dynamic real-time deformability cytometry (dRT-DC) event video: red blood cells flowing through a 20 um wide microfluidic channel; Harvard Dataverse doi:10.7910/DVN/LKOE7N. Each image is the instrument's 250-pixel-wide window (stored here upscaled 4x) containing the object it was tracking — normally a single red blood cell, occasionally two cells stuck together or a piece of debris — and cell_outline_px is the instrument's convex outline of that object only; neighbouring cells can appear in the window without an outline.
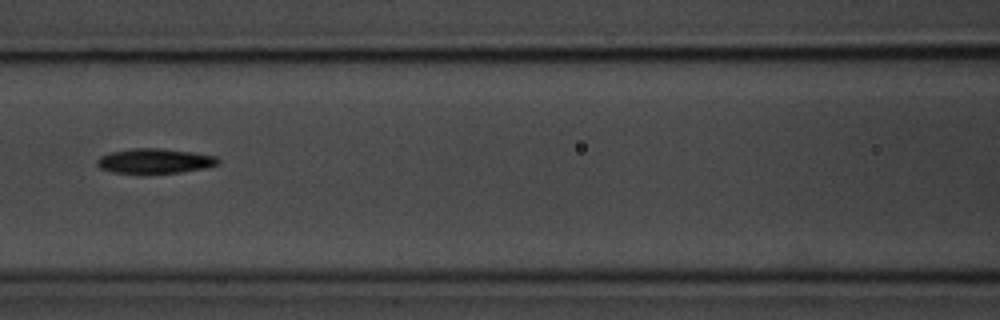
{"species": "common noctule bat (a hibernating species)", "species_latin": "Nyctalus noctula", "temperature_condition": "room temperature", "stored_images_in_passage": 3, "camera_frame_rate_fps": 3000, "um_per_image_px": 0.085, "animal": {"sex": "male", "body_mass_g": 20.1, "forearm_length_mm": 53.5}, "frame": {"image": 1, "passage_image": 3, "time_ms": 2.333, "image_size_px": [1000, 320], "cell_outline_px": [[220, 164], [208, 168], [180, 172], [112, 172], [100, 168], [96, 164], [96, 160], [100, 156], [112, 152], [132, 148], [160, 148], [192, 152], [216, 156], [220, 160]], "centroid_in_image_um": [13.2, 13.67], "position_along_channel_um": 153.4, "area_um2": 17.34}}